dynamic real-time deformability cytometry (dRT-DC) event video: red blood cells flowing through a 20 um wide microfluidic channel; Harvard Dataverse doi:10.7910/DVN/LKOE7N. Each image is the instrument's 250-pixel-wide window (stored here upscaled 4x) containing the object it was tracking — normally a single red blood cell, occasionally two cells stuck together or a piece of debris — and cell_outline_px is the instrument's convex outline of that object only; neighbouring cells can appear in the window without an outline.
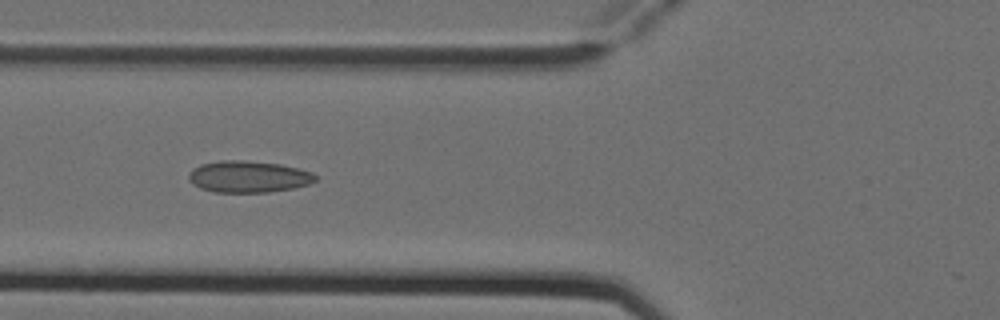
{"species": "Egyptian fruit bat (a non-hibernating species)", "species_latin": "Rousettus aegyptiacus", "temperature_condition": "cold", "stored_images_in_passage": 9, "camera_frame_rate_fps": 3000, "um_per_image_px": 0.085, "animal": {"sex": "female"}, "frame": {"image": 1, "passage_image": 7, "time_ms": 2.0, "image_size_px": [1000, 320], "cell_outline_px": [[316, 180], [308, 184], [292, 188], [268, 192], [212, 192], [200, 188], [192, 184], [188, 180], [188, 172], [192, 168], [200, 164], [220, 160], [244, 160], [280, 164], [300, 168], [312, 172], [316, 176]], "centroid_in_image_um": [21.07, 15.01], "position_along_channel_um": 104.7, "area_um2": 23.58}}
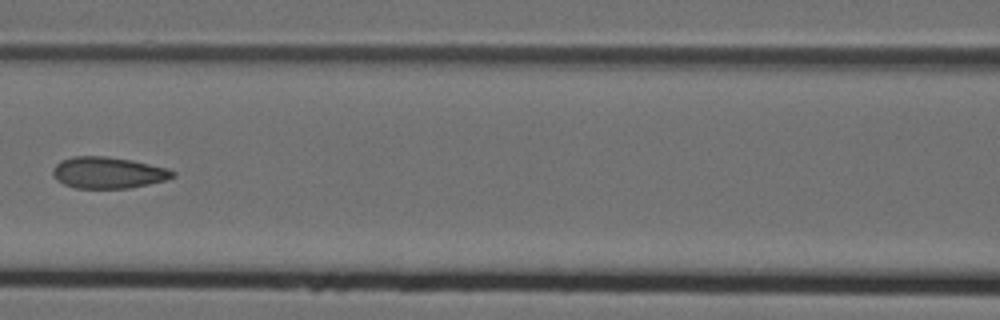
{"frame": {"image": 2, "passage_image": 8, "time_ms": 2.333, "image_size_px": [1000, 320], "cell_outline_px": [[176, 176], [168, 180], [128, 188], [76, 188], [64, 184], [56, 180], [52, 172], [52, 168], [60, 160], [72, 156], [108, 156], [132, 160], [168, 168], [176, 172]], "centroid_in_image_um": [9.2, 14.67], "position_along_channel_um": 157.4, "area_um2": 22.2}}
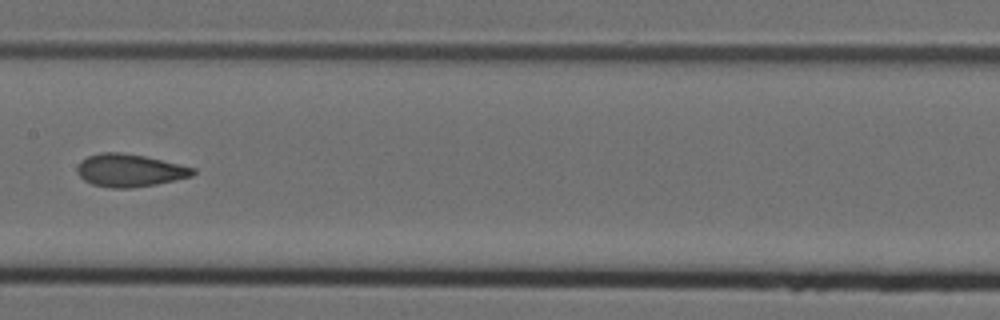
{"frame": {"image": 3, "passage_image": 9, "time_ms": 2.667, "image_size_px": [1000, 320], "cell_outline_px": [[196, 172], [192, 176], [176, 180], [156, 184], [132, 188], [112, 188], [92, 184], [84, 180], [76, 172], [76, 168], [80, 160], [88, 156], [100, 152], [120, 152], [144, 156], [196, 168]], "centroid_in_image_um": [11.0, 14.48], "position_along_channel_um": 196.4, "area_um2": 22.14}}